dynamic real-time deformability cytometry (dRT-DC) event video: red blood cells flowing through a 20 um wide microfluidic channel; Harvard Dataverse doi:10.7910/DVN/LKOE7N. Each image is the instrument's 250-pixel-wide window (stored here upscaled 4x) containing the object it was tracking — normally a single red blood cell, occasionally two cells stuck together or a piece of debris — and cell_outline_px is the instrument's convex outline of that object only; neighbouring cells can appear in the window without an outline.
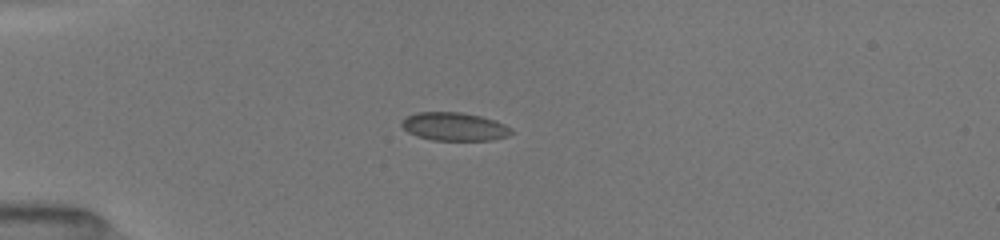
{"species": "common noctule bat (a hibernating species)", "species_latin": "Nyctalus noctula", "temperature_condition": "room temperature", "stored_images_in_passage": 38, "camera_frame_rate_fps": 3000, "um_per_image_px": 0.085, "animal": {"sex": "female", "body_mass_g": 19.5, "forearm_length_mm": 54.1}, "frame": {"image": 1, "passage_image": 1, "time_ms": 0.0, "image_size_px": [1000, 240], "cell_outline_px": [[512, 132], [508, 136], [492, 140], [432, 140], [416, 136], [408, 132], [400, 124], [400, 120], [416, 112], [460, 112], [480, 116], [496, 120], [512, 128]], "centroid_in_image_um": [38.61, 10.76], "position_along_channel_um": 46.4, "area_um2": 18.15}}
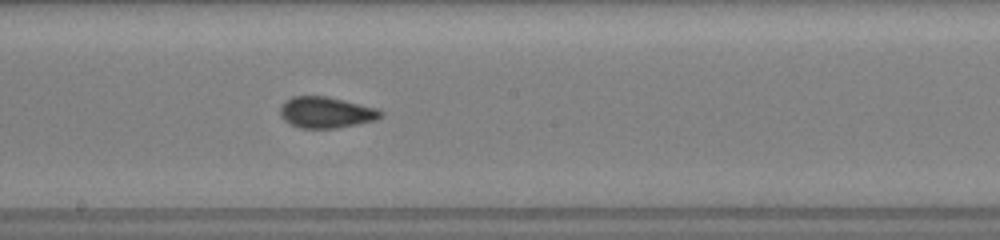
{"frame": {"image": 2, "passage_image": 16, "time_ms": 5.0, "image_size_px": [1000, 240], "cell_outline_px": [[384, 116], [376, 120], [336, 128], [300, 128], [284, 120], [280, 116], [280, 108], [284, 100], [292, 96], [328, 96], [376, 108], [384, 112]], "centroid_in_image_um": [27.71, 9.55], "position_along_channel_um": 220.5, "area_um2": 18.32}}
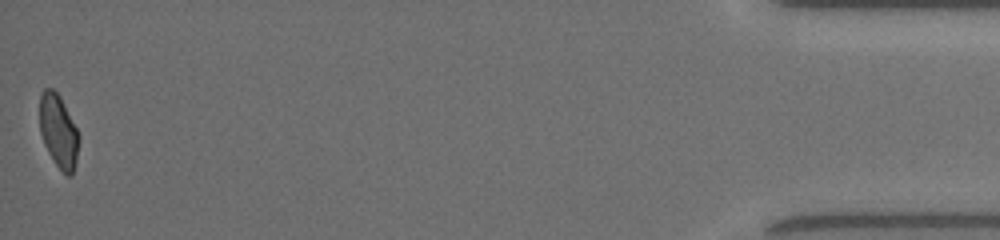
{"frame": {"image": 3, "passage_image": 38, "time_ms": 12.333, "image_size_px": [1000, 240], "cell_outline_px": [[80, 140], [76, 160], [72, 176], [68, 176], [56, 164], [48, 152], [44, 144], [40, 132], [40, 92], [44, 88], [52, 88], [60, 96], [80, 136]], "centroid_in_image_um": [4.97, 11.14], "position_along_channel_um": 430.2, "area_um2": 16.65}, "authors_computed_cell_mechanics": {"area_um2": 17.7446, "velocity_mm_per_s": 4.0234, "shape_relaxation_time_tau1_ms": null, "shape_relaxation_time_tau2_ms": 1.0449, "deformation_change_tau1": null, "deformation_change_tau2": 0.0495}}